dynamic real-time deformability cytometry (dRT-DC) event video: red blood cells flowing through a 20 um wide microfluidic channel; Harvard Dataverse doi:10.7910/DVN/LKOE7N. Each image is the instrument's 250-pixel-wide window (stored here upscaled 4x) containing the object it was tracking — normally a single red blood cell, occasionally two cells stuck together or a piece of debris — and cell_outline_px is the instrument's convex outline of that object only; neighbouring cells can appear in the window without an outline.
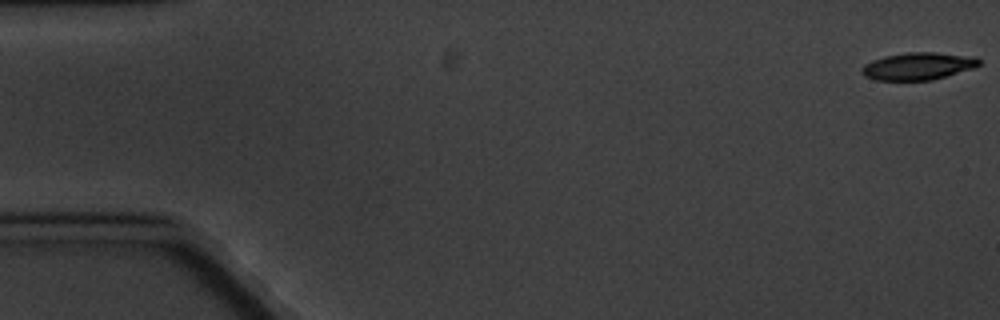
{"species": "common noctule bat (a hibernating species)", "species_latin": "Nyctalus noctula", "temperature_condition": "cold", "stored_images_in_passage": 7, "camera_frame_rate_fps": 3000, "um_per_image_px": 0.085, "animal": {"sex": "male", "body_mass_g": 20.1, "forearm_length_mm": 53.5}, "frame": {"image": 1, "passage_image": 1, "time_ms": 0.0, "image_size_px": [1000, 320], "cell_outline_px": [[980, 64], [976, 68], [932, 80], [876, 80], [864, 76], [860, 72], [860, 68], [864, 64], [872, 60], [884, 56], [908, 52], [936, 52], [976, 56], [980, 60]], "centroid_in_image_um": [78.06, 5.62], "position_along_channel_um": 6.9, "area_um2": 19.02}}
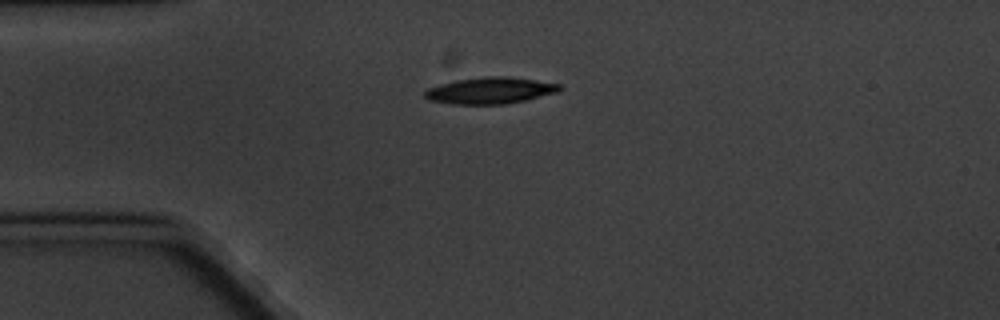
{"frame": {"image": 2, "passage_image": 5, "time_ms": 4.667, "image_size_px": [1000, 320], "cell_outline_px": [[560, 88], [556, 92], [524, 100], [504, 104], [452, 104], [428, 100], [424, 96], [424, 92], [428, 88], [440, 84], [456, 80], [484, 76], [508, 76], [536, 80], [560, 84]], "centroid_in_image_um": [41.61, 7.69], "position_along_channel_um": 43.4, "area_um2": 20.63}}